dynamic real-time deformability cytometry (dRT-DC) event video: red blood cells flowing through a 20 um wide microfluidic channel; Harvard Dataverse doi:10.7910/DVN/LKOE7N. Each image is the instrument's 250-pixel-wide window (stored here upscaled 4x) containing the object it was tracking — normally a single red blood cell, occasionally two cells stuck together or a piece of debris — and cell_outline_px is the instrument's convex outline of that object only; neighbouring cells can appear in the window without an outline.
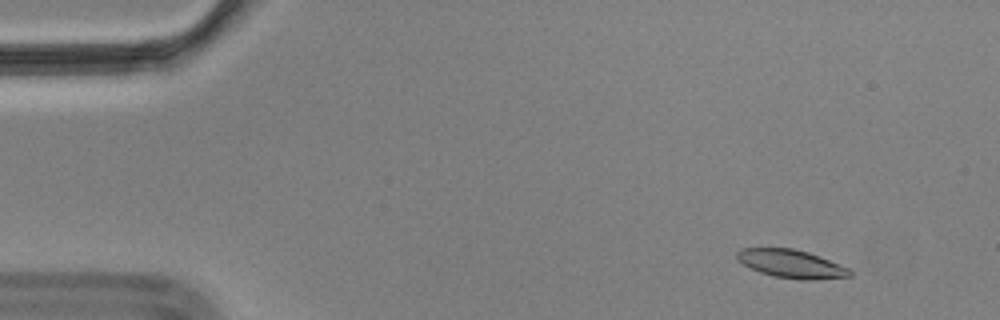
{"species": "Egyptian fruit bat (a non-hibernating species)", "species_latin": "Rousettus aegyptiacus", "temperature_condition": "cold", "stored_images_in_passage": 36, "camera_frame_rate_fps": 3000, "um_per_image_px": 0.085, "animal": {"sex": "male"}, "frame": {"image": 1, "passage_image": 1, "time_ms": 0.0, "image_size_px": [1000, 320], "cell_outline_px": [[852, 276], [812, 280], [800, 280], [772, 276], [760, 272], [736, 260], [736, 252], [740, 248], [792, 248], [808, 252], [848, 268], [852, 272]], "centroid_in_image_um": [67.23, 22.43], "position_along_channel_um": 17.8, "area_um2": 18.5}}
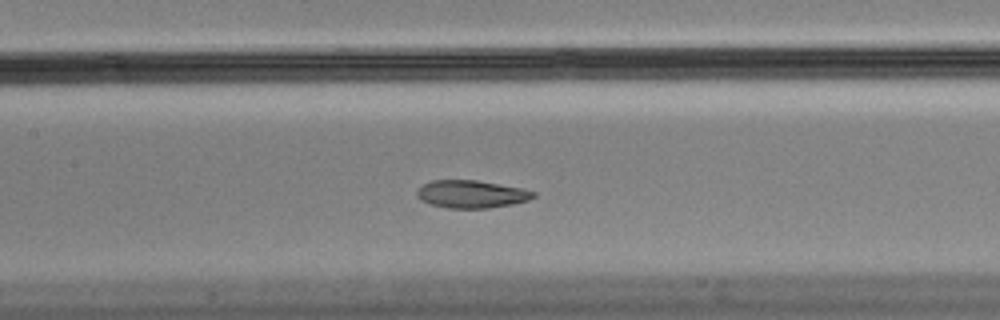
{"frame": {"image": 2, "passage_image": 22, "time_ms": 7.0, "image_size_px": [1000, 320], "cell_outline_px": [[536, 196], [528, 200], [512, 204], [488, 208], [444, 208], [428, 204], [420, 200], [416, 196], [416, 188], [432, 180], [476, 180], [520, 188], [536, 192]], "centroid_in_image_um": [40.0, 16.51], "position_along_channel_um": 167.4, "area_um2": 18.9}}
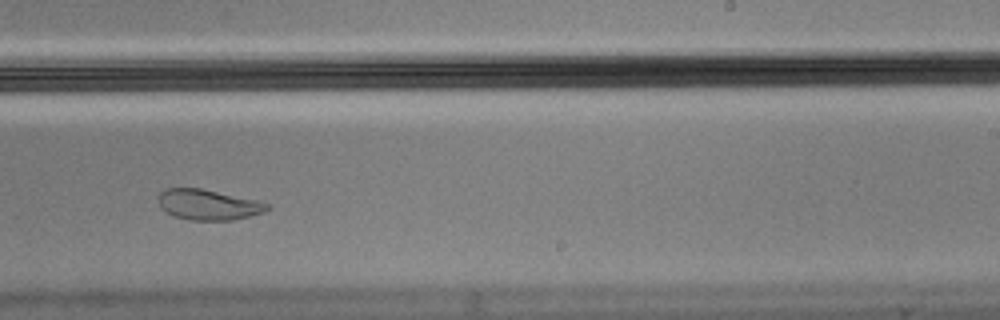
{"frame": {"image": 3, "passage_image": 31, "time_ms": 10.0, "image_size_px": [1000, 320], "cell_outline_px": [[272, 208], [264, 212], [232, 220], [188, 220], [164, 212], [160, 208], [156, 200], [156, 196], [164, 188], [200, 188], [260, 200], [268, 204]], "centroid_in_image_um": [17.66, 17.39], "position_along_channel_um": 271.3, "area_um2": 19.71}}